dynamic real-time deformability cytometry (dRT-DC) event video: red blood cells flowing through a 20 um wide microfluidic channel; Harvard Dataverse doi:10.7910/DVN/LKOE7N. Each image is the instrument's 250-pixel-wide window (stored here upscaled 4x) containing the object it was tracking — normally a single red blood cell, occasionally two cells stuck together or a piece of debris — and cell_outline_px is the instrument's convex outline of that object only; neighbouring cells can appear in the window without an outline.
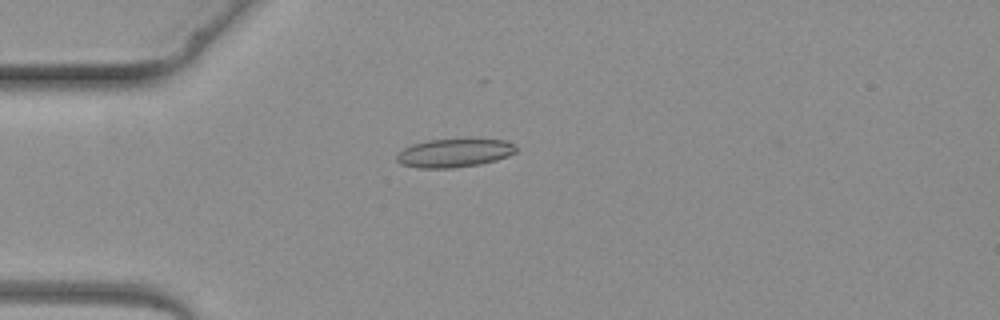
{"species": "common noctule bat (a hibernating species)", "species_latin": "Nyctalus noctula", "temperature_condition": "warm", "stored_images_in_passage": 4, "camera_frame_rate_fps": 3000, "um_per_image_px": 0.085, "animal": {"sex": "female", "body_mass_g": 19.3, "forearm_length_mm": 54.1}, "frame": {"image": 1, "passage_image": 4, "time_ms": 3.667, "image_size_px": [1000, 320], "cell_outline_px": [[516, 152], [508, 156], [496, 160], [480, 164], [452, 168], [416, 168], [400, 164], [396, 160], [396, 156], [404, 148], [412, 144], [428, 140], [504, 140], [512, 144], [516, 148]], "centroid_in_image_um": [38.57, 13.02], "position_along_channel_um": 46.4, "area_um2": 19.54}}